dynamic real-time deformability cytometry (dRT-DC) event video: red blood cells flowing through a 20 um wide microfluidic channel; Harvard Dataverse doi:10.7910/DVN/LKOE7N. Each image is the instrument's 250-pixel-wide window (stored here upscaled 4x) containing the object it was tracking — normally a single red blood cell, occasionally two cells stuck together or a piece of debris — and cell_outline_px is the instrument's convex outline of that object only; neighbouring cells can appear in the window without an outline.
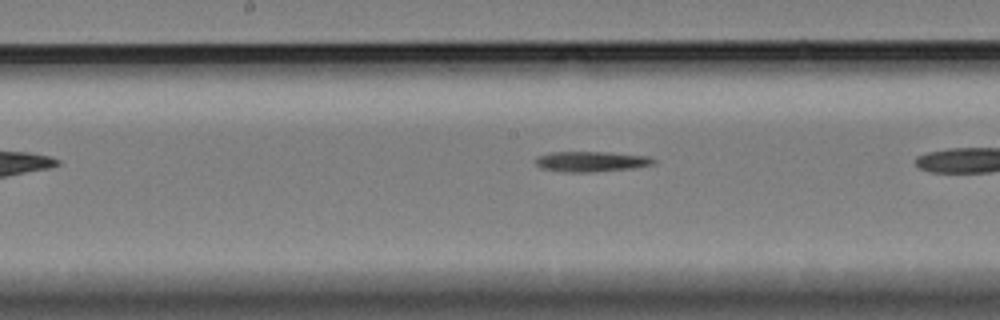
{"species": "Egyptian fruit bat (a non-hibernating species)", "species_latin": "Rousettus aegyptiacus", "temperature_condition": "cold", "stored_images_in_passage": 20, "camera_frame_rate_fps": 3000, "um_per_image_px": 0.085, "animal": {"sex": "female"}, "frame": {"image": 1, "passage_image": 15, "time_ms": 4.667, "image_size_px": [1000, 320], "cell_outline_px": [[656, 160], [652, 164], [632, 168], [588, 172], [568, 172], [544, 168], [536, 164], [536, 156], [548, 152], [608, 152], [648, 156]], "centroid_in_image_um": [50.24, 13.71], "position_along_channel_um": 198.0, "area_um2": 13.76}}